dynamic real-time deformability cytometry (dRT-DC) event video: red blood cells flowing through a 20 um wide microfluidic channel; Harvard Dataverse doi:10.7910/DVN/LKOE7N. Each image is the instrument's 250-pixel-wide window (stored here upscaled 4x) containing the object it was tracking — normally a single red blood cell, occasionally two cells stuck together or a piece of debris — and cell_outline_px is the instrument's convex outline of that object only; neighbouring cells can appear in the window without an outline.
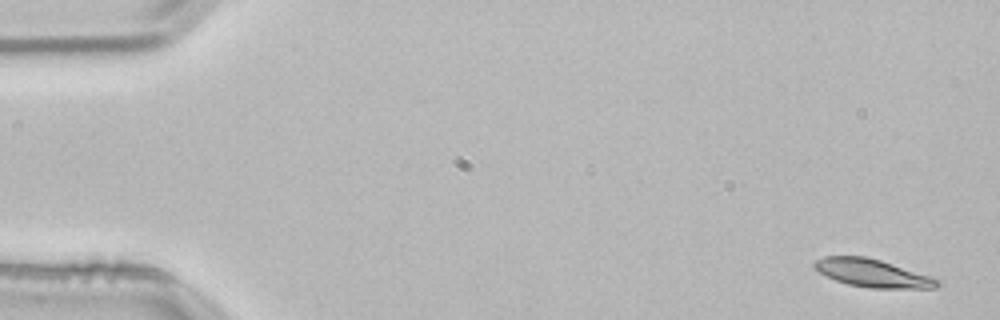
{"species": "common noctule bat (a hibernating species)", "species_latin": "Nyctalus noctula", "temperature_condition": "room temperature", "stored_images_in_passage": 9, "camera_frame_rate_fps": 3000, "um_per_image_px": 0.085, "animal": {"sex": "male", "body_mass_g": 21.5, "forearm_length_mm": 52.0}, "frame": {"image": 1, "passage_image": 1, "time_ms": 0.0, "image_size_px": [1000, 320], "cell_outline_px": [[940, 284], [936, 288], [868, 288], [848, 284], [836, 280], [812, 268], [812, 264], [816, 260], [824, 256], [864, 256], [880, 260], [940, 280]], "centroid_in_image_um": [74.11, 23.22], "position_along_channel_um": 10.9, "area_um2": 19.71}}